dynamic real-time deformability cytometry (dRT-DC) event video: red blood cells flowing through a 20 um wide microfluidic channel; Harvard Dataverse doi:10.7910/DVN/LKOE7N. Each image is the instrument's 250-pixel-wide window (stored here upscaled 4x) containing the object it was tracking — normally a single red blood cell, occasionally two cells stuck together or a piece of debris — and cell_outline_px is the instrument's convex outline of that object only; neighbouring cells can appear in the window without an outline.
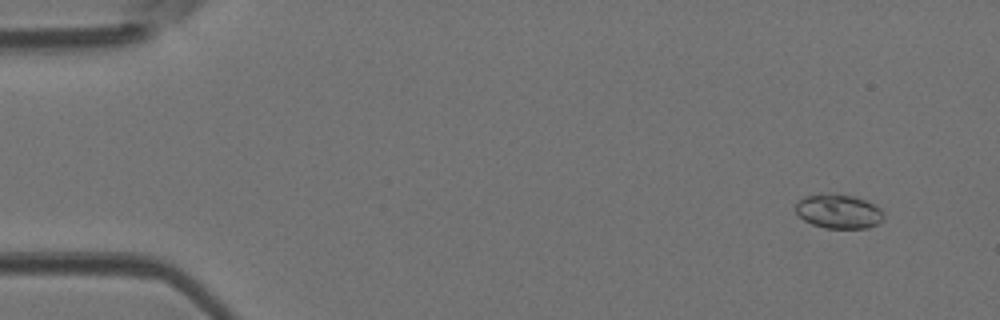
{"species": "Egyptian fruit bat (a non-hibernating species)", "species_latin": "Rousettus aegyptiacus", "temperature_condition": "room temperature", "stored_images_in_passage": 48, "segment_of_instrument_passage": [1, 2], "camera_frame_rate_fps": 3000, "um_per_image_px": 0.085, "animal": {"sex": "female"}, "frame": {"image": 1, "passage_image": 4, "time_ms": 1.0, "image_size_px": [1000, 320], "cell_outline_px": [[884, 220], [868, 228], [824, 228], [812, 224], [804, 220], [796, 212], [796, 200], [804, 196], [820, 192], [836, 192], [852, 196], [864, 200], [880, 208], [884, 212]], "centroid_in_image_um": [71.25, 17.94], "position_along_channel_um": 13.8, "area_um2": 17.98}}
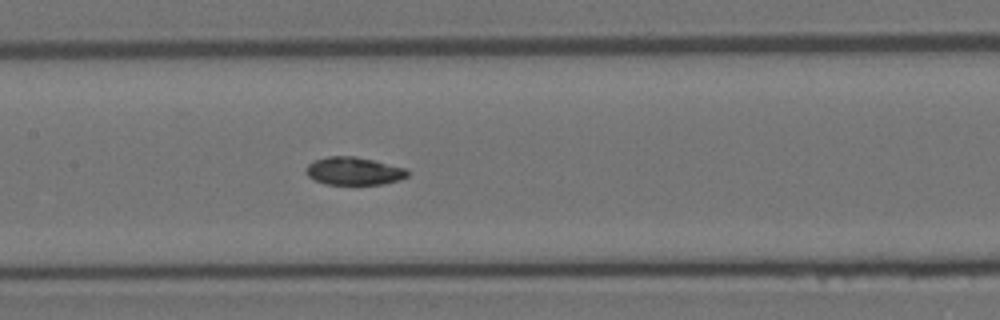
{"frame": {"image": 2, "passage_image": 23, "time_ms": 7.333, "image_size_px": [1000, 320], "cell_outline_px": [[412, 172], [408, 176], [400, 180], [384, 184], [324, 184], [308, 176], [304, 172], [304, 168], [308, 164], [316, 160], [328, 156], [356, 156], [408, 168]], "centroid_in_image_um": [30.12, 14.54], "position_along_channel_um": 177.3, "area_um2": 16.76}}
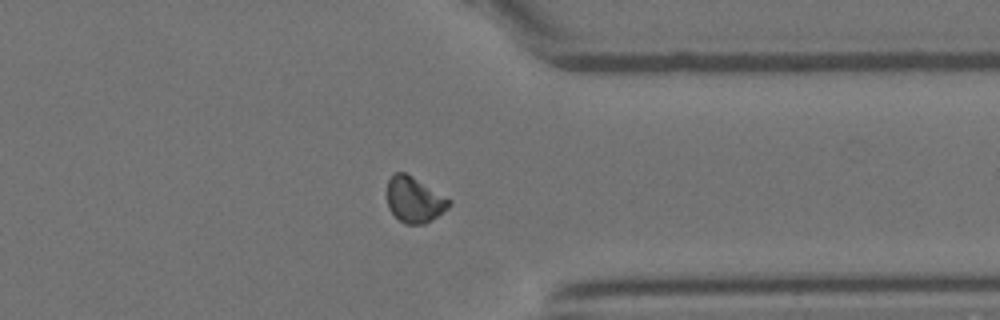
{"frame": {"image": 3, "passage_image": 37, "time_ms": 12.0, "image_size_px": [1000, 320], "cell_outline_px": [[452, 204], [448, 208], [424, 224], [404, 224], [388, 208], [388, 180], [392, 172], [404, 172], [412, 176], [452, 200]], "centroid_in_image_um": [35.22, 16.96], "position_along_channel_um": 376.2, "area_um2": 16.36}}